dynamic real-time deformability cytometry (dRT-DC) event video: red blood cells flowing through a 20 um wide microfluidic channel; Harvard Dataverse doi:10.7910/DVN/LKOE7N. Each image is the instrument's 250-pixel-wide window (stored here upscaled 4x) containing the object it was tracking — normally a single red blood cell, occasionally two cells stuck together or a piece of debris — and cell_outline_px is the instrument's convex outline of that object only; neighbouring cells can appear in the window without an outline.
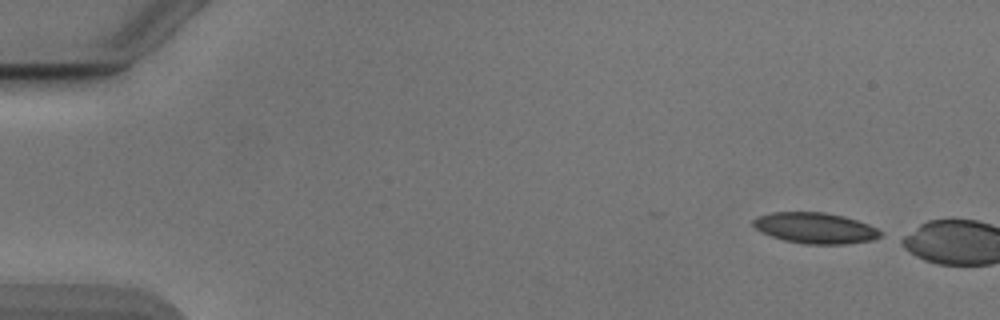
{"species": "Egyptian fruit bat (a non-hibernating species)", "species_latin": "Rousettus aegyptiacus", "temperature_condition": "cold", "stored_images_in_passage": 9, "camera_frame_rate_fps": 3000, "um_per_image_px": 0.085, "animal": {"sex": "male"}, "frame": {"image": 1, "passage_image": 1, "time_ms": 0.0, "image_size_px": [1000, 320], "cell_outline_px": [[884, 232], [880, 236], [872, 240], [844, 244], [804, 244], [784, 240], [760, 232], [752, 224], [752, 220], [756, 216], [772, 212], [824, 212], [844, 216], [868, 224]], "centroid_in_image_um": [69.27, 19.38], "position_along_channel_um": 15.7, "area_um2": 22.95}}